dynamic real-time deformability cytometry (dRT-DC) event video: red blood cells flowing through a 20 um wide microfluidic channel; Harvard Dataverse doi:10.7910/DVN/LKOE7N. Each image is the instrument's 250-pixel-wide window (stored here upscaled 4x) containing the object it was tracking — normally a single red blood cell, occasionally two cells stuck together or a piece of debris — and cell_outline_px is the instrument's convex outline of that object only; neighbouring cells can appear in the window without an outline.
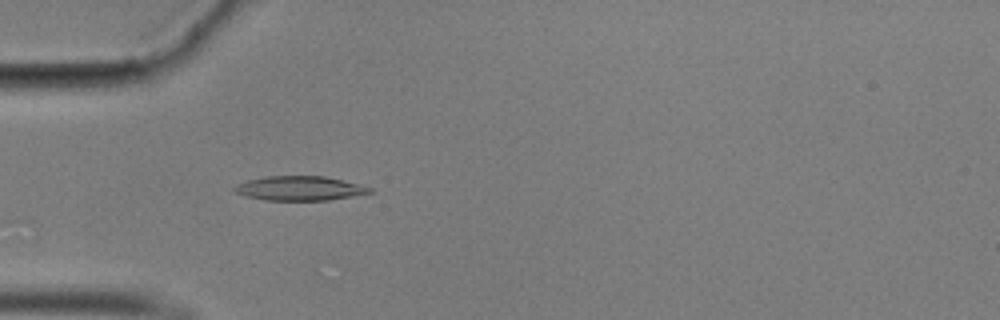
{"species": "common noctule bat (a hibernating species)", "species_latin": "Nyctalus noctula", "temperature_condition": "cold", "stored_images_in_passage": 56, "camera_frame_rate_fps": 3000, "um_per_image_px": 0.085, "animal": {"sex": "male", "body_mass_g": 17.9}, "frame": {"image": 1, "passage_image": 16, "time_ms": 5.0, "image_size_px": [1000, 320], "cell_outline_px": [[372, 192], [352, 196], [328, 200], [264, 200], [244, 196], [236, 192], [232, 188], [236, 184], [248, 180], [268, 176], [324, 176], [372, 188]], "centroid_in_image_um": [25.41, 16.01], "position_along_channel_um": 59.6, "area_um2": 18.96}}
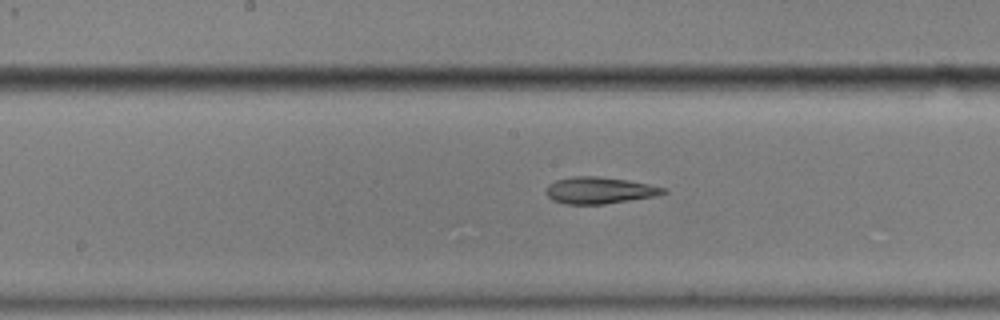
{"frame": {"image": 2, "passage_image": 28, "time_ms": 9.0, "image_size_px": [1000, 320], "cell_outline_px": [[668, 192], [652, 196], [604, 204], [564, 204], [552, 200], [544, 192], [548, 184], [556, 180], [572, 176], [596, 176], [628, 180], [648, 184], [664, 188]], "centroid_in_image_um": [50.87, 16.17], "position_along_channel_um": 197.3, "area_um2": 18.09}}
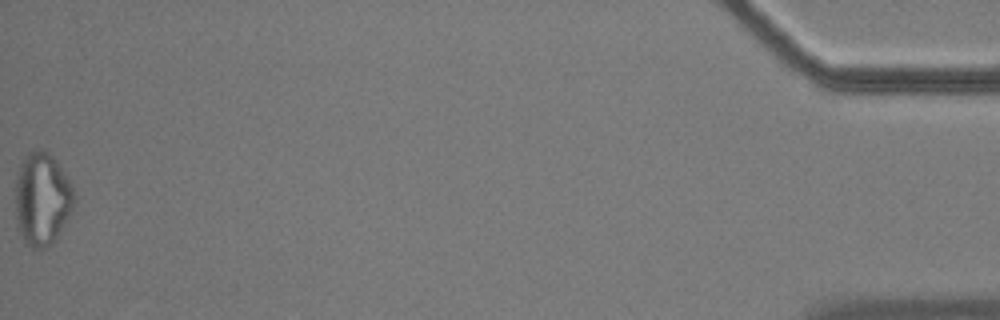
{"frame": {"image": 3, "passage_image": 56, "time_ms": 18.333, "image_size_px": [1000, 320], "cell_outline_px": [[76, 200], [68, 216], [56, 236], [44, 248], [32, 248], [24, 240], [20, 232], [16, 216], [16, 172], [20, 164], [28, 152], [36, 148], [44, 148], [56, 160], [68, 176], [72, 184], [76, 196]], "centroid_in_image_um": [3.59, 16.82], "position_along_channel_um": 431.6, "area_um2": 31.67}, "authors_computed_cell_mechanics": {"area_um2": 18.8428, "velocity_mm_per_s": 3.5214, "shape_relaxation_time_tau1_ms": null, "shape_relaxation_time_tau2_ms": 7.4706, "deformation_change_tau1": null, "deformation_change_tau2": 0.1711}}